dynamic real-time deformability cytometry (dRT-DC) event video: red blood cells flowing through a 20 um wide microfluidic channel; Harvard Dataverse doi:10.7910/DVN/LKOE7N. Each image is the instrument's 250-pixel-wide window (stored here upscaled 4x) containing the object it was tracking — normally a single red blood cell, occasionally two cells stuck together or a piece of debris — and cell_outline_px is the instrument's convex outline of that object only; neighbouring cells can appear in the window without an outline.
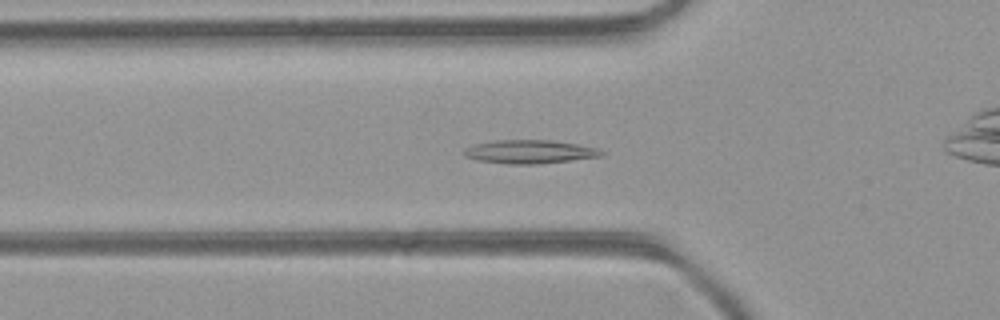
{"species": "common noctule bat (a hibernating species)", "species_latin": "Nyctalus noctula", "temperature_condition": "room temperature", "stored_images_in_passage": 39, "camera_frame_rate_fps": 3000, "um_per_image_px": 0.085, "animal": {"sex": "female", "body_mass_g": 21.9}, "frame": {"image": 1, "passage_image": 15, "time_ms": 4.667, "image_size_px": [1000, 320], "cell_outline_px": [[608, 152], [604, 156], [536, 164], [508, 164], [476, 160], [464, 156], [464, 148], [472, 144], [496, 140], [552, 140], [600, 148]], "centroid_in_image_um": [45.05, 12.89], "position_along_channel_um": 80.8, "area_um2": 19.07}}
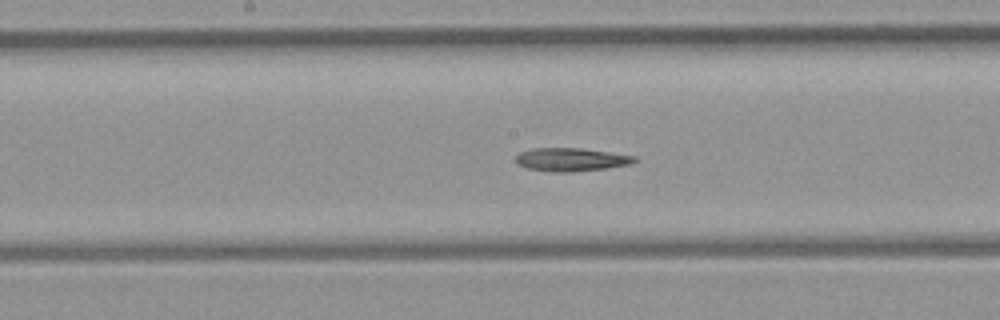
{"frame": {"image": 2, "passage_image": 23, "time_ms": 7.333, "image_size_px": [1000, 320], "cell_outline_px": [[640, 160], [628, 164], [608, 168], [572, 172], [552, 172], [528, 168], [516, 164], [516, 156], [520, 152], [532, 148], [580, 148], [636, 156]], "centroid_in_image_um": [48.54, 13.56], "position_along_channel_um": 199.7, "area_um2": 16.13}}
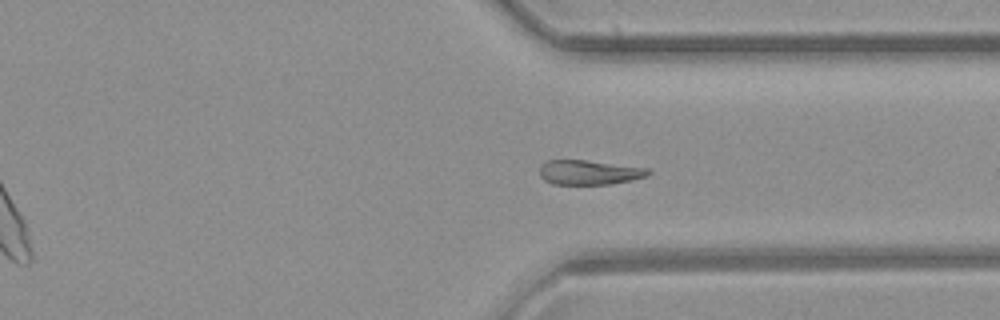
{"frame": {"image": 3, "passage_image": 34, "time_ms": 11.0, "image_size_px": [1000, 320], "cell_outline_px": [[652, 172], [648, 176], [632, 180], [612, 184], [552, 184], [544, 180], [540, 176], [540, 164], [548, 160], [588, 160], [648, 168]], "centroid_in_image_um": [50.09, 14.65], "position_along_channel_um": 361.3, "area_um2": 15.72}}